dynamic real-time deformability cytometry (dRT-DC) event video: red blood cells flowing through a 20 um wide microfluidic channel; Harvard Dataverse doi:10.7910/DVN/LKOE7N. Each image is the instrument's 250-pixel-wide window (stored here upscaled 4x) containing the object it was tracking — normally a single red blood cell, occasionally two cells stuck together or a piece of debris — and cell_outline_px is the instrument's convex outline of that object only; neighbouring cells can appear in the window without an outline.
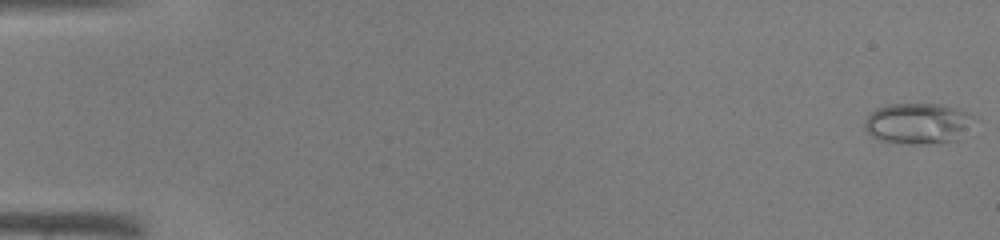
{"species": "common noctule bat (a hibernating species)", "species_latin": "Nyctalus noctula", "temperature_condition": "warm", "stored_images_in_passage": 45, "camera_frame_rate_fps": 3000, "um_per_image_px": 0.085, "animal": {"sex": "male", "body_mass_g": 19.0, "forearm_length_mm": 50.8}, "frame": {"image": 1, "passage_image": 1, "time_ms": 0.0, "image_size_px": [1000, 240], "cell_outline_px": [[976, 116], [956, 140], [924, 144], [908, 144], [880, 140], [872, 136], [864, 128], [864, 124], [868, 116], [876, 108], [892, 104], [940, 104], [968, 112]], "centroid_in_image_um": [77.99, 10.49], "position_along_channel_um": 7.0, "area_um2": 25.61}}
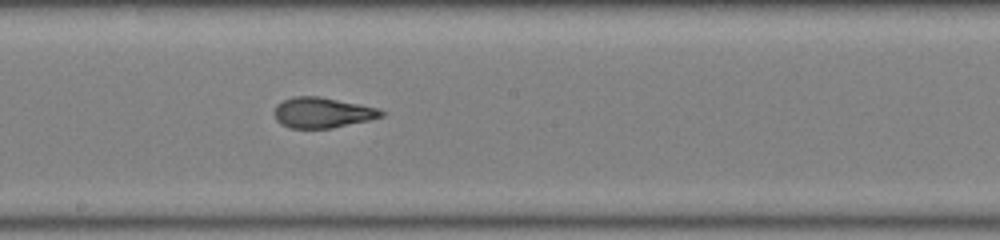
{"frame": {"image": 2, "passage_image": 26, "time_ms": 8.333, "image_size_px": [1000, 240], "cell_outline_px": [[388, 112], [384, 116], [368, 120], [332, 128], [292, 128], [280, 124], [276, 120], [276, 104], [292, 96], [320, 96], [380, 108]], "centroid_in_image_um": [27.45, 9.56], "position_along_channel_um": 220.7, "area_um2": 19.07}}
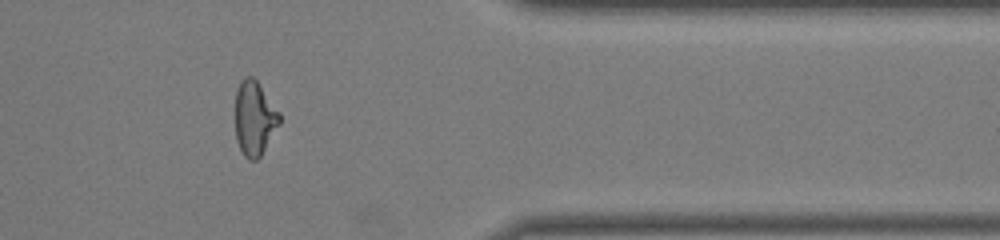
{"frame": {"image": 3, "passage_image": 38, "time_ms": 12.333, "image_size_px": [1000, 240], "cell_outline_px": [[280, 124], [260, 156], [256, 160], [248, 160], [244, 156], [236, 140], [236, 92], [240, 80], [244, 76], [252, 76], [256, 80], [280, 112]], "centroid_in_image_um": [21.63, 10.05], "position_along_channel_um": 389.8, "area_um2": 19.13}}